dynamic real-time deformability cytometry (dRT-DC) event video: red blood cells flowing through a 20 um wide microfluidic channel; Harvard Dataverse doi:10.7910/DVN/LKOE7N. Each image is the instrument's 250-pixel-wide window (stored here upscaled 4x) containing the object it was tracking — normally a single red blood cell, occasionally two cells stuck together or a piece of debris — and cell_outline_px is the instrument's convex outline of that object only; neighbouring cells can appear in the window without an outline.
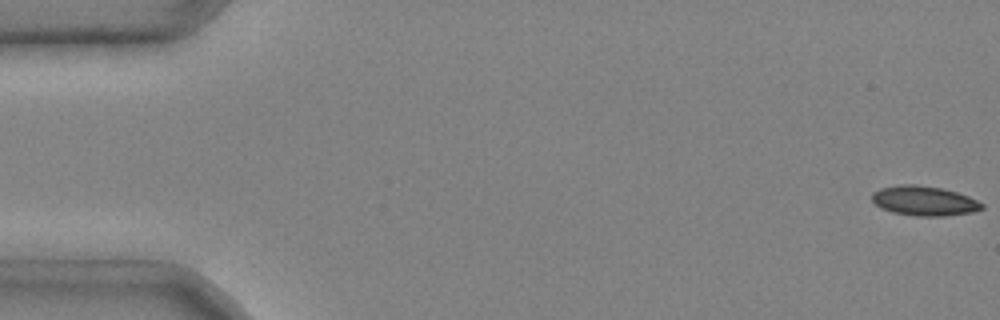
{"species": "common noctule bat (a hibernating species)", "species_latin": "Nyctalus noctula", "temperature_condition": "cold", "stored_images_in_passage": 5, "segment_of_instrument_passage": [2, 2], "camera_frame_rate_fps": 3000, "um_per_image_px": 0.085, "animal": {"sex": "male", "body_mass_g": 20.4}, "frame": {"image": 1, "passage_image": 5, "time_ms": 1.333, "image_size_px": [1000, 320], "cell_outline_px": [[984, 208], [972, 212], [944, 216], [916, 216], [892, 212], [880, 208], [872, 200], [872, 192], [880, 188], [900, 184], [916, 184], [940, 188], [956, 192], [968, 196], [984, 204]], "centroid_in_image_um": [78.53, 17.07], "position_along_channel_um": 6.5, "area_um2": 19.02}}